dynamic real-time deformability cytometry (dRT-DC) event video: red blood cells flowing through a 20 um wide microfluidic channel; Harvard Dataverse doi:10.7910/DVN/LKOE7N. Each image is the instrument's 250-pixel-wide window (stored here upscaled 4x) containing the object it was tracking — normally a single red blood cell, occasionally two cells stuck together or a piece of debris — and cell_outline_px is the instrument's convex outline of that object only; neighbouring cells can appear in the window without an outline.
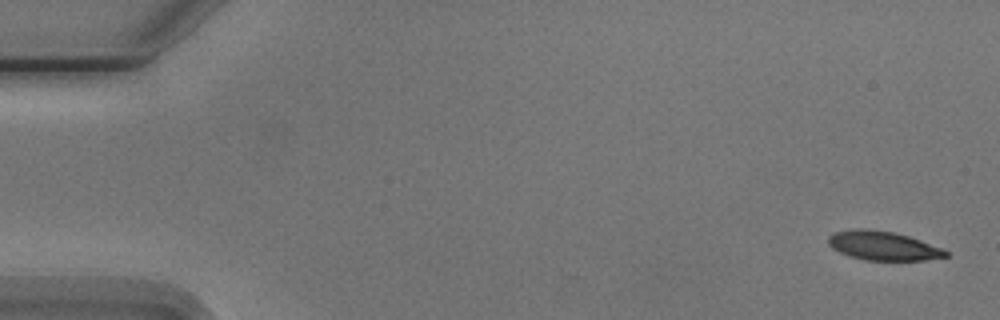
{"species": "Egyptian fruit bat (a non-hibernating species)", "species_latin": "Rousettus aegyptiacus", "temperature_condition": "cold", "stored_images_in_passage": 5, "camera_frame_rate_fps": 3000, "um_per_image_px": 0.085, "animal": {"sex": "male"}, "frame": {"image": 1, "passage_image": 1, "time_ms": 0.0, "image_size_px": [1000, 320], "cell_outline_px": [[948, 256], [924, 260], [864, 260], [840, 252], [832, 248], [828, 244], [828, 236], [836, 232], [856, 228], [864, 228], [892, 232], [908, 236], [920, 240], [940, 248], [948, 252]], "centroid_in_image_um": [75.03, 20.88], "position_along_channel_um": 10.0, "area_um2": 19.54}}